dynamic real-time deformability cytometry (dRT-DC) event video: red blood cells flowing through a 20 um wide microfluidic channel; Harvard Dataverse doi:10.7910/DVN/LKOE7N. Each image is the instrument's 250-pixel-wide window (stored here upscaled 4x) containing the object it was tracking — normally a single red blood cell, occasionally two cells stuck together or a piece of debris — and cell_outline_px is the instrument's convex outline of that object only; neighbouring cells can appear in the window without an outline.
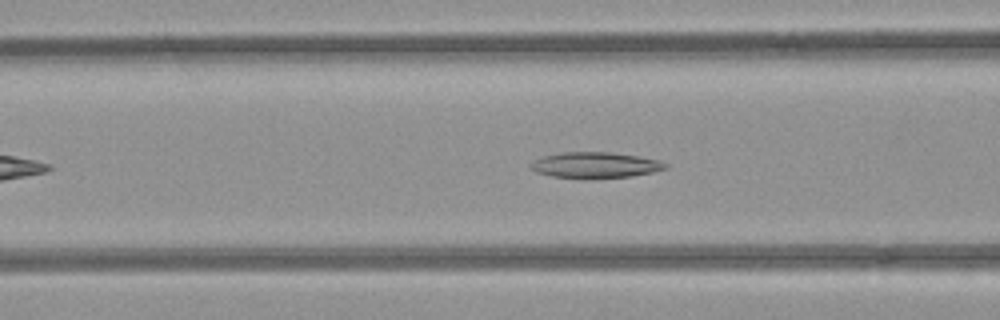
{"species": "common noctule bat (a hibernating species)", "species_latin": "Nyctalus noctula", "temperature_condition": "room temperature", "stored_images_in_passage": 37, "camera_frame_rate_fps": 3000, "um_per_image_px": 0.085, "animal": {"sex": "female", "body_mass_g": 21.9}, "frame": {"image": 1, "passage_image": 5, "time_ms": 1.333, "image_size_px": [1000, 320], "cell_outline_px": [[668, 168], [652, 172], [632, 176], [596, 180], [588, 180], [552, 176], [536, 172], [528, 164], [532, 160], [544, 156], [564, 152], [612, 152], [660, 160], [668, 164]], "centroid_in_image_um": [50.59, 14.06], "position_along_channel_um": 116.0, "area_um2": 20.81}}
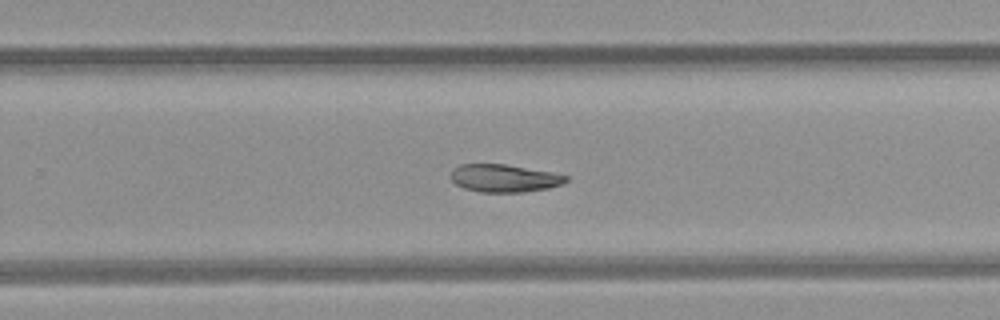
{"frame": {"image": 2, "passage_image": 18, "time_ms": 5.667, "image_size_px": [1000, 320], "cell_outline_px": [[572, 176], [568, 180], [560, 184], [548, 188], [524, 192], [480, 192], [464, 188], [456, 184], [452, 180], [452, 168], [460, 164], [504, 164], [552, 172]], "centroid_in_image_um": [42.88, 15.14], "position_along_channel_um": 286.9, "area_um2": 18.61}}
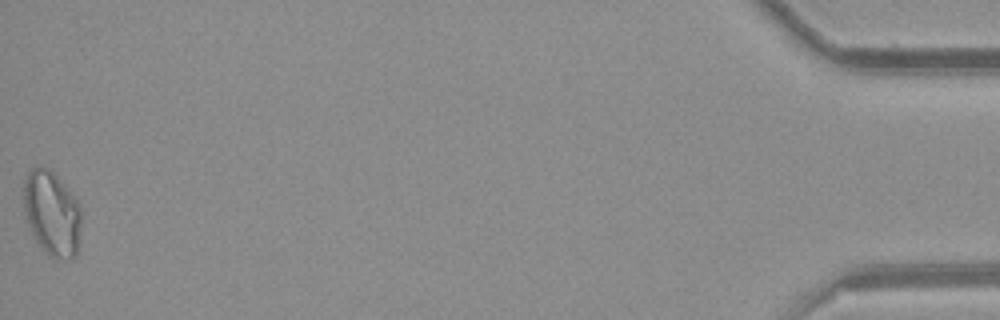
{"frame": {"image": 3, "passage_image": 37, "time_ms": 12.0, "image_size_px": [1000, 320], "cell_outline_px": [[80, 228], [76, 256], [68, 260], [56, 260], [48, 256], [44, 252], [36, 240], [28, 224], [24, 208], [24, 180], [28, 172], [32, 168], [48, 168], [56, 176], [76, 200], [80, 208]], "centroid_in_image_um": [4.41, 18.2], "position_along_channel_um": 430.8, "area_um2": 28.15}}